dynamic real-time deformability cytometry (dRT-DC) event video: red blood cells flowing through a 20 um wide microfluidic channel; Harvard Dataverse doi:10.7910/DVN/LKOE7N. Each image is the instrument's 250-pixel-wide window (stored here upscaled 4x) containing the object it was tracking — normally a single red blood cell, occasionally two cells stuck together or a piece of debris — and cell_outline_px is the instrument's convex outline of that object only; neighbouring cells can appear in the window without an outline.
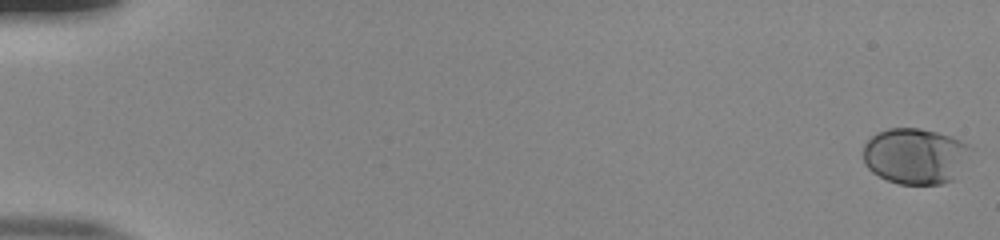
{"species": "human", "species_latin": "Homo sapiens", "temperature_condition": "room temperature", "stored_images_in_passage": 55, "camera_frame_rate_fps": 3000, "um_per_image_px": 0.085, "donor": {"sex": "male"}, "frame": {"image": 1, "passage_image": 1, "time_ms": 0.0, "image_size_px": [1000, 240], "cell_outline_px": [[972, 148], [956, 180], [940, 184], [900, 184], [888, 180], [872, 172], [864, 164], [864, 144], [876, 132], [888, 128], [920, 128], [952, 136], [972, 144]], "centroid_in_image_um": [77.83, 13.25], "position_along_channel_um": 7.2, "area_um2": 35.43}}
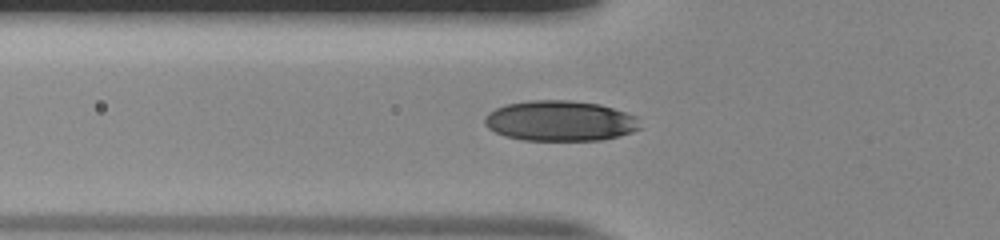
{"frame": {"image": 2, "passage_image": 21, "time_ms": 6.667, "image_size_px": [1000, 240], "cell_outline_px": [[640, 128], [632, 132], [620, 136], [600, 140], [524, 140], [504, 136], [488, 128], [484, 124], [484, 116], [488, 112], [496, 108], [508, 104], [532, 100], [568, 100], [600, 104], [636, 116]], "centroid_in_image_um": [47.58, 10.28], "position_along_channel_um": 78.2, "area_um2": 36.53}}
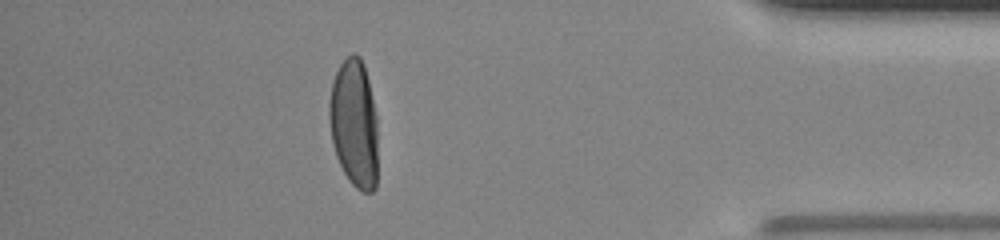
{"frame": {"image": 3, "passage_image": 49, "time_ms": 16.0, "image_size_px": [1000, 240], "cell_outline_px": [[376, 188], [372, 192], [360, 192], [348, 180], [336, 156], [332, 144], [328, 116], [328, 104], [332, 80], [340, 64], [352, 52], [360, 56], [364, 64], [368, 80], [376, 116]], "centroid_in_image_um": [30.07, 10.5], "position_along_channel_um": 405.1, "area_um2": 36.47}, "authors_computed_cell_mechanics": {"area_um2": 36.4718, "velocity_mm_per_s": 3.8768, "shape_relaxation_time_tau1_ms": 3.2175, "shape_relaxation_time_tau2_ms": null, "deformation_change_tau1": 0.1755, "deformation_change_tau2": null}}